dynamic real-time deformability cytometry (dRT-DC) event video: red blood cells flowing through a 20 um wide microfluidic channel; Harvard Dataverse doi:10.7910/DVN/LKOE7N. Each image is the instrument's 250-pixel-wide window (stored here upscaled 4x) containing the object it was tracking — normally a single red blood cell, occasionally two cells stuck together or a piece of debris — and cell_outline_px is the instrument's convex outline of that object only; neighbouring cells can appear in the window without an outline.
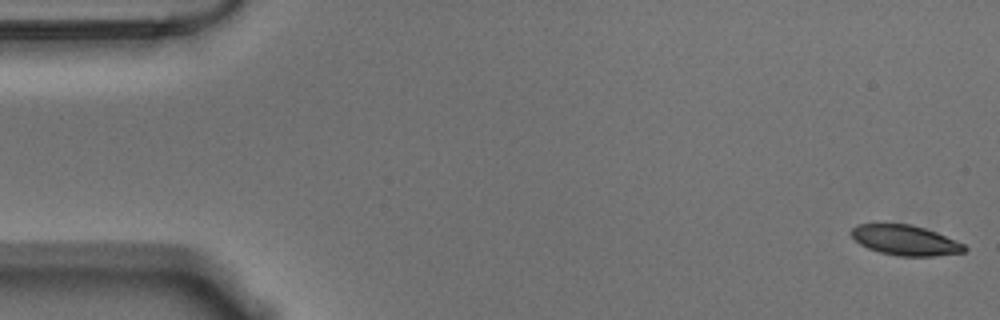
{"species": "Egyptian fruit bat (a non-hibernating species)", "species_latin": "Rousettus aegyptiacus", "temperature_condition": "warm", "stored_images_in_passage": 56, "camera_frame_rate_fps": 3000, "um_per_image_px": 0.085, "animal": {"sex": "male"}, "frame": {"image": 1, "passage_image": 1, "time_ms": 0.0, "image_size_px": [1000, 320], "cell_outline_px": [[968, 248], [964, 252], [936, 256], [896, 256], [880, 252], [868, 248], [860, 244], [852, 236], [852, 228], [856, 224], [912, 224], [936, 232], [964, 244]], "centroid_in_image_um": [76.96, 20.42], "position_along_channel_um": 8.0, "area_um2": 19.77}}
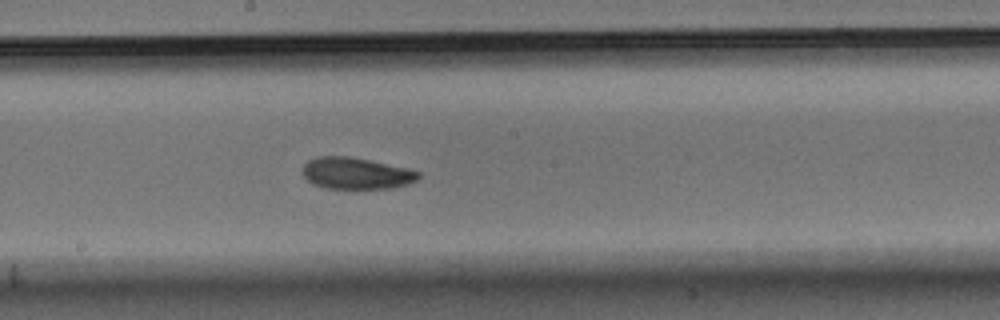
{"frame": {"image": 2, "passage_image": 30, "time_ms": 9.667, "image_size_px": [1000, 320], "cell_outline_px": [[420, 176], [416, 180], [408, 184], [392, 188], [324, 188], [312, 184], [300, 172], [304, 164], [308, 160], [316, 156], [348, 156], [372, 160], [408, 168], [420, 172]], "centroid_in_image_um": [30.25, 14.72], "position_along_channel_um": 218.0, "area_um2": 21.56}}
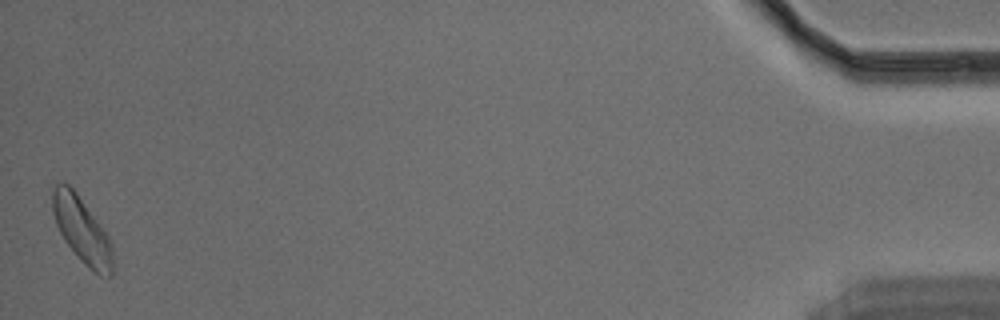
{"frame": {"image": 3, "passage_image": 56, "time_ms": 18.333, "image_size_px": [1000, 320], "cell_outline_px": [[112, 276], [100, 276], [88, 268], [64, 240], [56, 224], [52, 212], [52, 188], [60, 180], [64, 180], [76, 192], [108, 236], [112, 244]], "centroid_in_image_um": [6.93, 19.53], "position_along_channel_um": 428.3, "area_um2": 22.89}, "authors_computed_cell_mechanics": {"area_um2": 21.5016, "velocity_mm_per_s": 3.5343, "shape_relaxation_time_tau1_ms": 3.4024, "shape_relaxation_time_tau2_ms": 6.7883, "deformation_change_tau1": 0.1102, "deformation_change_tau2": 0.1079}}